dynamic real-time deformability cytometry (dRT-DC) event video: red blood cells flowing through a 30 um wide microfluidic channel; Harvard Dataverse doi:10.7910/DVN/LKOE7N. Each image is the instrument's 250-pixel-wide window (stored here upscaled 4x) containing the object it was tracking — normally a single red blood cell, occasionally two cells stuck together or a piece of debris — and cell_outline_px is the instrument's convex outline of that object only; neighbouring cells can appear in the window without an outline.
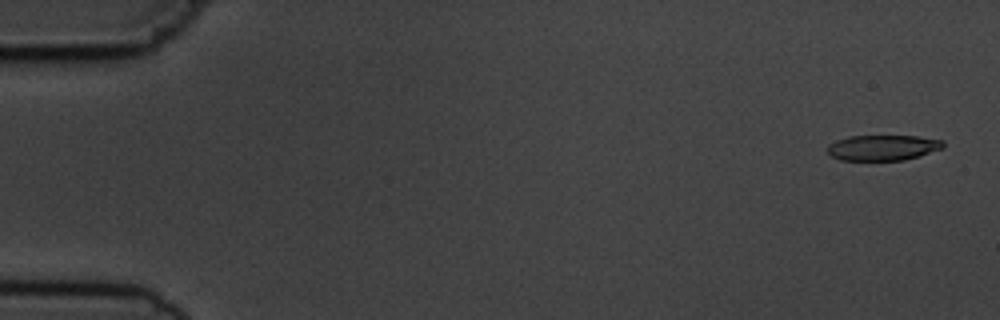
{"species": "common noctule bat (a hibernating species)", "species_latin": "Nyctalus noctula", "temperature_condition": "cold", "stored_images_in_passage": 5, "camera_frame_rate_fps": 3000, "um_per_image_px": 0.085, "animal": {"sex": "male", "body_mass_g": 19.5, "forearm_length_mm": 54.6}, "frame": {"image": 1, "passage_image": 1, "time_ms": 0.0, "image_size_px": [1000, 320], "cell_outline_px": [[944, 148], [904, 160], [840, 160], [832, 156], [828, 152], [828, 144], [836, 140], [848, 136], [916, 136], [944, 140]], "centroid_in_image_um": [75.04, 12.54], "position_along_channel_um": 10.0, "area_um2": 17.17}}
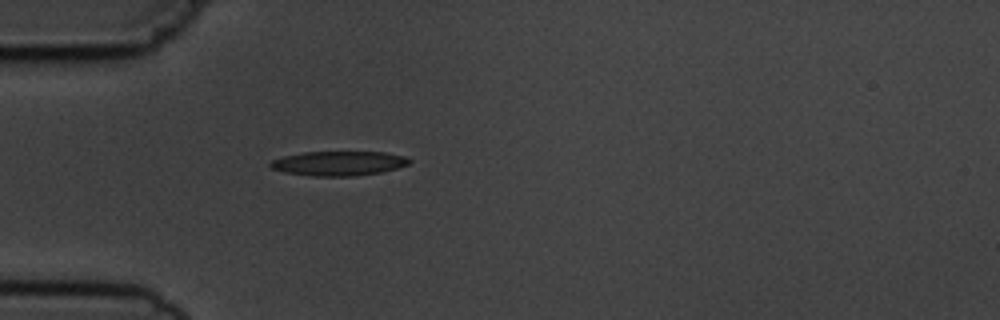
{"frame": {"image": 2, "passage_image": 5, "time_ms": 4.667, "image_size_px": [1000, 320], "cell_outline_px": [[412, 160], [408, 164], [396, 168], [380, 172], [352, 176], [312, 176], [284, 172], [272, 168], [268, 164], [272, 160], [284, 156], [304, 152], [384, 152], [404, 156]], "centroid_in_image_um": [28.77, 13.88], "position_along_channel_um": 56.2, "area_um2": 19.65}}